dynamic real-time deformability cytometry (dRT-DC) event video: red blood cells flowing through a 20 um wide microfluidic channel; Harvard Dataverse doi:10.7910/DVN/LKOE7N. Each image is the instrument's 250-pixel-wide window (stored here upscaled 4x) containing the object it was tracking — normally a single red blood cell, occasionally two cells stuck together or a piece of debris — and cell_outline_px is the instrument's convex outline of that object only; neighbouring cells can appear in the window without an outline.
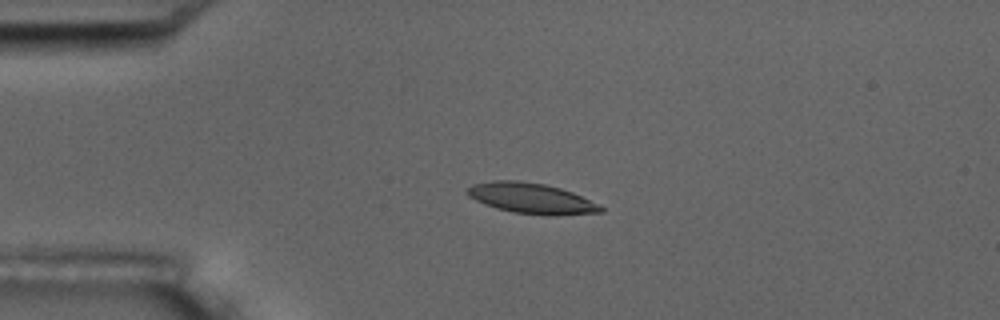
{"species": "common noctule bat (a hibernating species)", "species_latin": "Nyctalus noctula", "temperature_condition": "room temperature", "stored_images_in_passage": 8, "camera_frame_rate_fps": 3000, "um_per_image_px": 0.085, "animal": {"sex": "male", "body_mass_g": 17.5, "forearm_length_mm": 52.3}, "frame": {"image": 1, "passage_image": 4, "time_ms": 3.333, "image_size_px": [1000, 320], "cell_outline_px": [[604, 212], [552, 216], [512, 212], [496, 208], [484, 204], [468, 196], [464, 192], [472, 184], [492, 180], [516, 180], [544, 184], [560, 188], [572, 192], [600, 204], [604, 208]], "centroid_in_image_um": [45.16, 16.86], "position_along_channel_um": 39.8, "area_um2": 23.93}}
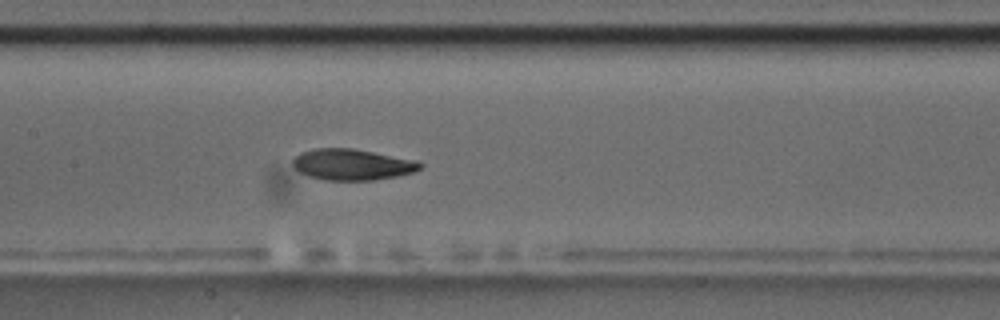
{"frame": {"image": 2, "passage_image": 8, "time_ms": 8.0, "image_size_px": [1000, 320], "cell_outline_px": [[424, 164], [420, 168], [412, 172], [396, 176], [372, 180], [324, 180], [308, 176], [300, 172], [292, 164], [292, 160], [300, 152], [316, 148], [352, 148], [420, 160]], "centroid_in_image_um": [29.95, 13.97], "position_along_channel_um": 177.4, "area_um2": 23.18}}